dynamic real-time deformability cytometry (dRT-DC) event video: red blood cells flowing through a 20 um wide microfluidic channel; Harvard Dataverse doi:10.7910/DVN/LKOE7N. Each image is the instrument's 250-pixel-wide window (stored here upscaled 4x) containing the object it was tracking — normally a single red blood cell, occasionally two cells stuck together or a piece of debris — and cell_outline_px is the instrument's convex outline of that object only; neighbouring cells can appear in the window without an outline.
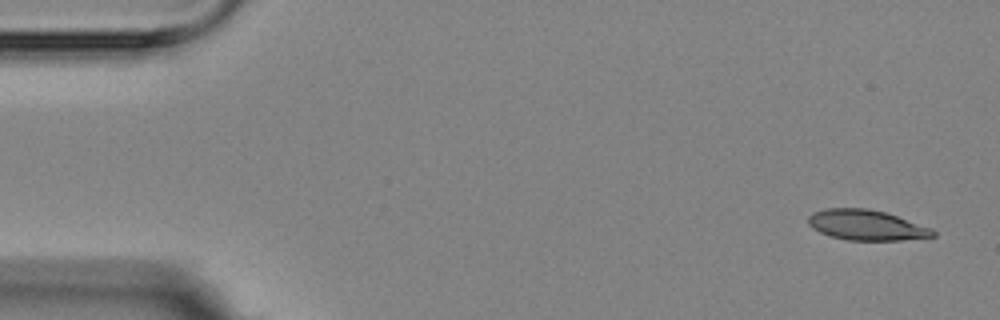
{"species": "Egyptian fruit bat (a non-hibernating species)", "species_latin": "Rousettus aegyptiacus", "temperature_condition": "room temperature", "stored_images_in_passage": 4, "camera_frame_rate_fps": 3000, "um_per_image_px": 0.085, "animal": {"sex": "female"}, "frame": {"image": 1, "passage_image": 1, "time_ms": 0.0, "image_size_px": [1000, 320], "cell_outline_px": [[936, 236], [900, 240], [848, 240], [832, 236], [820, 232], [812, 228], [808, 224], [808, 216], [812, 212], [824, 208], [868, 208], [884, 212], [932, 228], [936, 232]], "centroid_in_image_um": [73.62, 19.12], "position_along_channel_um": 11.4, "area_um2": 21.96}}
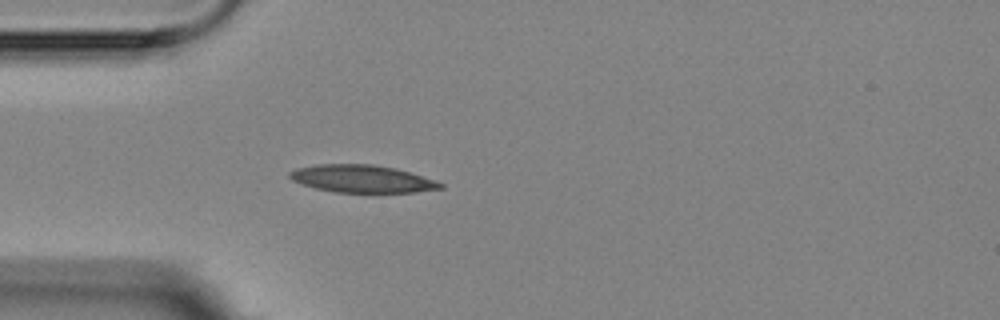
{"frame": {"image": 2, "passage_image": 4, "time_ms": 4.333, "image_size_px": [1000, 320], "cell_outline_px": [[444, 188], [416, 192], [336, 192], [316, 188], [300, 184], [292, 180], [288, 176], [288, 172], [296, 168], [316, 164], [372, 164], [396, 168], [436, 180], [444, 184]], "centroid_in_image_um": [30.76, 15.19], "position_along_channel_um": 54.2, "area_um2": 24.28}}